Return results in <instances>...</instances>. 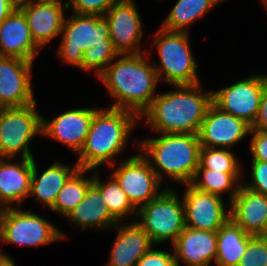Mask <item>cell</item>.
<instances>
[{"instance_id": "cell-1", "label": "cell", "mask_w": 267, "mask_h": 266, "mask_svg": "<svg viewBox=\"0 0 267 266\" xmlns=\"http://www.w3.org/2000/svg\"><path fill=\"white\" fill-rule=\"evenodd\" d=\"M58 55L66 64L98 77L119 55L110 40L104 16L72 13L64 18Z\"/></svg>"}, {"instance_id": "cell-2", "label": "cell", "mask_w": 267, "mask_h": 266, "mask_svg": "<svg viewBox=\"0 0 267 266\" xmlns=\"http://www.w3.org/2000/svg\"><path fill=\"white\" fill-rule=\"evenodd\" d=\"M149 55L148 50L118 55L98 76L115 100L112 108L133 112L140 118L150 107L157 96L159 78Z\"/></svg>"}, {"instance_id": "cell-3", "label": "cell", "mask_w": 267, "mask_h": 266, "mask_svg": "<svg viewBox=\"0 0 267 266\" xmlns=\"http://www.w3.org/2000/svg\"><path fill=\"white\" fill-rule=\"evenodd\" d=\"M173 87L175 90L157 94L140 119L155 133L197 135L212 104V91L202 92L201 83Z\"/></svg>"}, {"instance_id": "cell-4", "label": "cell", "mask_w": 267, "mask_h": 266, "mask_svg": "<svg viewBox=\"0 0 267 266\" xmlns=\"http://www.w3.org/2000/svg\"><path fill=\"white\" fill-rule=\"evenodd\" d=\"M138 119L140 120L136 114L127 110L98 108L78 153L76 164L79 168L99 170V166L107 162L111 168L115 167L116 162L113 158L121 154L126 147Z\"/></svg>"}, {"instance_id": "cell-5", "label": "cell", "mask_w": 267, "mask_h": 266, "mask_svg": "<svg viewBox=\"0 0 267 266\" xmlns=\"http://www.w3.org/2000/svg\"><path fill=\"white\" fill-rule=\"evenodd\" d=\"M158 134V137L137 141V149L148 160L161 182L165 174L176 183L190 184L199 166L201 144L198 135Z\"/></svg>"}, {"instance_id": "cell-6", "label": "cell", "mask_w": 267, "mask_h": 266, "mask_svg": "<svg viewBox=\"0 0 267 266\" xmlns=\"http://www.w3.org/2000/svg\"><path fill=\"white\" fill-rule=\"evenodd\" d=\"M154 35L153 45L158 52L160 64L158 66L154 63L153 66L159 81L164 79L165 83L172 86L201 83L197 74L198 63L190 47L189 32L160 28Z\"/></svg>"}, {"instance_id": "cell-7", "label": "cell", "mask_w": 267, "mask_h": 266, "mask_svg": "<svg viewBox=\"0 0 267 266\" xmlns=\"http://www.w3.org/2000/svg\"><path fill=\"white\" fill-rule=\"evenodd\" d=\"M139 217V218H138ZM135 220L149 235L152 243L172 245L185 229L184 206L175 189L168 187L155 199L137 210Z\"/></svg>"}, {"instance_id": "cell-8", "label": "cell", "mask_w": 267, "mask_h": 266, "mask_svg": "<svg viewBox=\"0 0 267 266\" xmlns=\"http://www.w3.org/2000/svg\"><path fill=\"white\" fill-rule=\"evenodd\" d=\"M36 103L23 107L0 108V158L34 159L32 139L42 135V116Z\"/></svg>"}, {"instance_id": "cell-9", "label": "cell", "mask_w": 267, "mask_h": 266, "mask_svg": "<svg viewBox=\"0 0 267 266\" xmlns=\"http://www.w3.org/2000/svg\"><path fill=\"white\" fill-rule=\"evenodd\" d=\"M65 237L57 226L29 210L0 209V241L3 243L40 247Z\"/></svg>"}, {"instance_id": "cell-10", "label": "cell", "mask_w": 267, "mask_h": 266, "mask_svg": "<svg viewBox=\"0 0 267 266\" xmlns=\"http://www.w3.org/2000/svg\"><path fill=\"white\" fill-rule=\"evenodd\" d=\"M119 164L111 175L119 183L136 210L158 197L167 188L160 190L161 181L141 153H137Z\"/></svg>"}, {"instance_id": "cell-11", "label": "cell", "mask_w": 267, "mask_h": 266, "mask_svg": "<svg viewBox=\"0 0 267 266\" xmlns=\"http://www.w3.org/2000/svg\"><path fill=\"white\" fill-rule=\"evenodd\" d=\"M267 74L251 75L222 89L212 91V103L221 111L253 125L260 106Z\"/></svg>"}, {"instance_id": "cell-12", "label": "cell", "mask_w": 267, "mask_h": 266, "mask_svg": "<svg viewBox=\"0 0 267 266\" xmlns=\"http://www.w3.org/2000/svg\"><path fill=\"white\" fill-rule=\"evenodd\" d=\"M110 40L119 55L141 54L142 20L134 0H118L104 15Z\"/></svg>"}, {"instance_id": "cell-13", "label": "cell", "mask_w": 267, "mask_h": 266, "mask_svg": "<svg viewBox=\"0 0 267 266\" xmlns=\"http://www.w3.org/2000/svg\"><path fill=\"white\" fill-rule=\"evenodd\" d=\"M182 198L185 226L197 230L217 232L230 218V209H226L223 197L198 190L191 184H185Z\"/></svg>"}, {"instance_id": "cell-14", "label": "cell", "mask_w": 267, "mask_h": 266, "mask_svg": "<svg viewBox=\"0 0 267 266\" xmlns=\"http://www.w3.org/2000/svg\"><path fill=\"white\" fill-rule=\"evenodd\" d=\"M33 62L0 56V108L36 103L32 88Z\"/></svg>"}, {"instance_id": "cell-15", "label": "cell", "mask_w": 267, "mask_h": 266, "mask_svg": "<svg viewBox=\"0 0 267 266\" xmlns=\"http://www.w3.org/2000/svg\"><path fill=\"white\" fill-rule=\"evenodd\" d=\"M250 130L251 126L244 120L221 111L212 103L197 135L201 146L230 149L250 135Z\"/></svg>"}, {"instance_id": "cell-16", "label": "cell", "mask_w": 267, "mask_h": 266, "mask_svg": "<svg viewBox=\"0 0 267 266\" xmlns=\"http://www.w3.org/2000/svg\"><path fill=\"white\" fill-rule=\"evenodd\" d=\"M98 108L67 110L52 120L42 116V135L52 138L79 153L89 132L93 115Z\"/></svg>"}, {"instance_id": "cell-17", "label": "cell", "mask_w": 267, "mask_h": 266, "mask_svg": "<svg viewBox=\"0 0 267 266\" xmlns=\"http://www.w3.org/2000/svg\"><path fill=\"white\" fill-rule=\"evenodd\" d=\"M20 9L27 18L32 39L40 49L61 36L66 2L30 1Z\"/></svg>"}, {"instance_id": "cell-18", "label": "cell", "mask_w": 267, "mask_h": 266, "mask_svg": "<svg viewBox=\"0 0 267 266\" xmlns=\"http://www.w3.org/2000/svg\"><path fill=\"white\" fill-rule=\"evenodd\" d=\"M172 246L177 266H215L217 232L185 227Z\"/></svg>"}, {"instance_id": "cell-19", "label": "cell", "mask_w": 267, "mask_h": 266, "mask_svg": "<svg viewBox=\"0 0 267 266\" xmlns=\"http://www.w3.org/2000/svg\"><path fill=\"white\" fill-rule=\"evenodd\" d=\"M41 50L33 41L28 21L20 8L0 23V56L33 62Z\"/></svg>"}, {"instance_id": "cell-20", "label": "cell", "mask_w": 267, "mask_h": 266, "mask_svg": "<svg viewBox=\"0 0 267 266\" xmlns=\"http://www.w3.org/2000/svg\"><path fill=\"white\" fill-rule=\"evenodd\" d=\"M120 225L118 222L114 226L117 235L106 266H135L155 245L136 221Z\"/></svg>"}, {"instance_id": "cell-21", "label": "cell", "mask_w": 267, "mask_h": 266, "mask_svg": "<svg viewBox=\"0 0 267 266\" xmlns=\"http://www.w3.org/2000/svg\"><path fill=\"white\" fill-rule=\"evenodd\" d=\"M230 218L246 233L264 237V225L267 216V196L244 187L229 203Z\"/></svg>"}, {"instance_id": "cell-22", "label": "cell", "mask_w": 267, "mask_h": 266, "mask_svg": "<svg viewBox=\"0 0 267 266\" xmlns=\"http://www.w3.org/2000/svg\"><path fill=\"white\" fill-rule=\"evenodd\" d=\"M32 173L33 159L21 158L19 163L0 158V209L12 207L14 202L20 207L29 197Z\"/></svg>"}, {"instance_id": "cell-23", "label": "cell", "mask_w": 267, "mask_h": 266, "mask_svg": "<svg viewBox=\"0 0 267 266\" xmlns=\"http://www.w3.org/2000/svg\"><path fill=\"white\" fill-rule=\"evenodd\" d=\"M66 219L81 229H104L114 227L118 221L110 214L101 192L92 184L84 199L66 216Z\"/></svg>"}, {"instance_id": "cell-24", "label": "cell", "mask_w": 267, "mask_h": 266, "mask_svg": "<svg viewBox=\"0 0 267 266\" xmlns=\"http://www.w3.org/2000/svg\"><path fill=\"white\" fill-rule=\"evenodd\" d=\"M79 169L77 164L70 166L55 161L38 176L37 164L33 159V173L29 196L34 197L49 210L54 206L59 191L68 179Z\"/></svg>"}, {"instance_id": "cell-25", "label": "cell", "mask_w": 267, "mask_h": 266, "mask_svg": "<svg viewBox=\"0 0 267 266\" xmlns=\"http://www.w3.org/2000/svg\"><path fill=\"white\" fill-rule=\"evenodd\" d=\"M251 236L229 218L217 231L215 266H237Z\"/></svg>"}, {"instance_id": "cell-26", "label": "cell", "mask_w": 267, "mask_h": 266, "mask_svg": "<svg viewBox=\"0 0 267 266\" xmlns=\"http://www.w3.org/2000/svg\"><path fill=\"white\" fill-rule=\"evenodd\" d=\"M224 0H177L161 24L168 31L189 32L188 27Z\"/></svg>"}, {"instance_id": "cell-27", "label": "cell", "mask_w": 267, "mask_h": 266, "mask_svg": "<svg viewBox=\"0 0 267 266\" xmlns=\"http://www.w3.org/2000/svg\"><path fill=\"white\" fill-rule=\"evenodd\" d=\"M91 169H78L59 191L54 206L50 209L66 217L85 197L88 188L93 184V174L85 177Z\"/></svg>"}, {"instance_id": "cell-28", "label": "cell", "mask_w": 267, "mask_h": 266, "mask_svg": "<svg viewBox=\"0 0 267 266\" xmlns=\"http://www.w3.org/2000/svg\"><path fill=\"white\" fill-rule=\"evenodd\" d=\"M241 175L242 173H222L221 171L210 169H197L190 184L198 190L221 197L222 194L229 191L230 203L242 184L241 181L239 182Z\"/></svg>"}, {"instance_id": "cell-29", "label": "cell", "mask_w": 267, "mask_h": 266, "mask_svg": "<svg viewBox=\"0 0 267 266\" xmlns=\"http://www.w3.org/2000/svg\"><path fill=\"white\" fill-rule=\"evenodd\" d=\"M98 170L93 173V185L101 192L103 201L105 202L110 214L119 222L124 221L127 215L133 213L135 220L137 210L128 200L125 192L121 189L116 179L110 175L107 182L99 179ZM125 217V218H124Z\"/></svg>"}, {"instance_id": "cell-30", "label": "cell", "mask_w": 267, "mask_h": 266, "mask_svg": "<svg viewBox=\"0 0 267 266\" xmlns=\"http://www.w3.org/2000/svg\"><path fill=\"white\" fill-rule=\"evenodd\" d=\"M197 169H210L222 173H243L238 159L231 149L201 146Z\"/></svg>"}, {"instance_id": "cell-31", "label": "cell", "mask_w": 267, "mask_h": 266, "mask_svg": "<svg viewBox=\"0 0 267 266\" xmlns=\"http://www.w3.org/2000/svg\"><path fill=\"white\" fill-rule=\"evenodd\" d=\"M237 266H267V238L252 235Z\"/></svg>"}, {"instance_id": "cell-32", "label": "cell", "mask_w": 267, "mask_h": 266, "mask_svg": "<svg viewBox=\"0 0 267 266\" xmlns=\"http://www.w3.org/2000/svg\"><path fill=\"white\" fill-rule=\"evenodd\" d=\"M117 1L118 0H68L66 1V6L67 9L71 7L73 13L104 16Z\"/></svg>"}, {"instance_id": "cell-33", "label": "cell", "mask_w": 267, "mask_h": 266, "mask_svg": "<svg viewBox=\"0 0 267 266\" xmlns=\"http://www.w3.org/2000/svg\"><path fill=\"white\" fill-rule=\"evenodd\" d=\"M251 182L242 185L267 196V162L252 161Z\"/></svg>"}, {"instance_id": "cell-34", "label": "cell", "mask_w": 267, "mask_h": 266, "mask_svg": "<svg viewBox=\"0 0 267 266\" xmlns=\"http://www.w3.org/2000/svg\"><path fill=\"white\" fill-rule=\"evenodd\" d=\"M153 248L135 266H177L174 252L170 253L161 249H155V247Z\"/></svg>"}, {"instance_id": "cell-35", "label": "cell", "mask_w": 267, "mask_h": 266, "mask_svg": "<svg viewBox=\"0 0 267 266\" xmlns=\"http://www.w3.org/2000/svg\"><path fill=\"white\" fill-rule=\"evenodd\" d=\"M250 134L253 136L250 142L252 161L267 162V132L251 129Z\"/></svg>"}, {"instance_id": "cell-36", "label": "cell", "mask_w": 267, "mask_h": 266, "mask_svg": "<svg viewBox=\"0 0 267 266\" xmlns=\"http://www.w3.org/2000/svg\"><path fill=\"white\" fill-rule=\"evenodd\" d=\"M251 129L267 132V85L262 91L258 114Z\"/></svg>"}, {"instance_id": "cell-37", "label": "cell", "mask_w": 267, "mask_h": 266, "mask_svg": "<svg viewBox=\"0 0 267 266\" xmlns=\"http://www.w3.org/2000/svg\"><path fill=\"white\" fill-rule=\"evenodd\" d=\"M15 7L8 0H0V23L5 20Z\"/></svg>"}, {"instance_id": "cell-38", "label": "cell", "mask_w": 267, "mask_h": 266, "mask_svg": "<svg viewBox=\"0 0 267 266\" xmlns=\"http://www.w3.org/2000/svg\"><path fill=\"white\" fill-rule=\"evenodd\" d=\"M0 266H16V264L12 257L3 253L0 256Z\"/></svg>"}, {"instance_id": "cell-39", "label": "cell", "mask_w": 267, "mask_h": 266, "mask_svg": "<svg viewBox=\"0 0 267 266\" xmlns=\"http://www.w3.org/2000/svg\"><path fill=\"white\" fill-rule=\"evenodd\" d=\"M15 8H21L26 5L30 0H8Z\"/></svg>"}, {"instance_id": "cell-40", "label": "cell", "mask_w": 267, "mask_h": 266, "mask_svg": "<svg viewBox=\"0 0 267 266\" xmlns=\"http://www.w3.org/2000/svg\"><path fill=\"white\" fill-rule=\"evenodd\" d=\"M264 237L267 238V216H266V222L264 225Z\"/></svg>"}, {"instance_id": "cell-41", "label": "cell", "mask_w": 267, "mask_h": 266, "mask_svg": "<svg viewBox=\"0 0 267 266\" xmlns=\"http://www.w3.org/2000/svg\"><path fill=\"white\" fill-rule=\"evenodd\" d=\"M262 3L264 4L265 10H267V0H262Z\"/></svg>"}, {"instance_id": "cell-42", "label": "cell", "mask_w": 267, "mask_h": 266, "mask_svg": "<svg viewBox=\"0 0 267 266\" xmlns=\"http://www.w3.org/2000/svg\"><path fill=\"white\" fill-rule=\"evenodd\" d=\"M30 1H62V0H30Z\"/></svg>"}]
</instances>
